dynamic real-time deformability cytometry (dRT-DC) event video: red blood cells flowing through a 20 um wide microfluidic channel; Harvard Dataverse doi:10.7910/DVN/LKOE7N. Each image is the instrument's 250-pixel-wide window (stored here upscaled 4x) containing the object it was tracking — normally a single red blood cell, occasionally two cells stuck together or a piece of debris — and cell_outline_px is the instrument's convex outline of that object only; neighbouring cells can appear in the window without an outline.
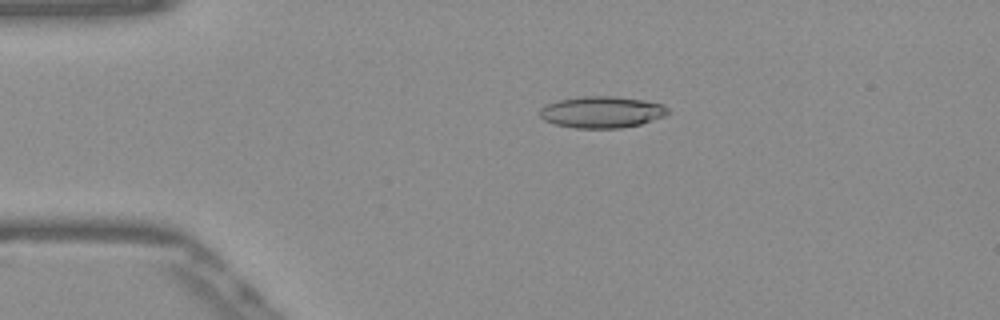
{"species": "Egyptian fruit bat (a non-hibernating species)", "species_latin": "Rousettus aegyptiacus", "temperature_condition": "warm", "stored_images_in_passage": 52, "camera_frame_rate_fps": 3000, "um_per_image_px": 0.085, "frame": {"image": 1, "passage_image": 11, "time_ms": 3.333, "image_size_px": [1000, 320], "cell_outline_px": [[668, 112], [664, 116], [640, 124], [620, 128], [572, 128], [556, 124], [544, 120], [540, 116], [540, 108], [548, 104], [560, 100], [580, 96], [616, 96], [644, 100], [660, 104], [668, 108]], "centroid_in_image_um": [51.14, 9.52], "position_along_channel_um": 33.9, "area_um2": 23.41}}
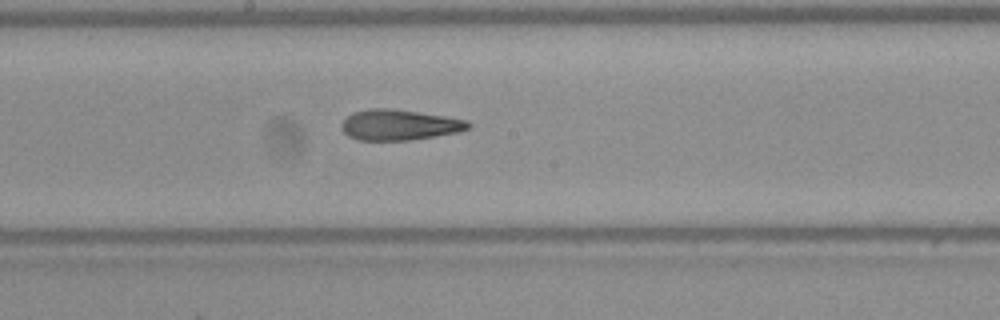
{"frame": {"image": 2, "passage_image": 28, "time_ms": 9.0, "image_size_px": [1000, 320], "cell_outline_px": [[472, 124], [468, 128], [456, 132], [408, 140], [356, 140], [348, 136], [340, 128], [340, 124], [352, 112], [372, 108], [388, 108], [444, 116], [468, 120]], "centroid_in_image_um": [33.88, 10.61], "position_along_channel_um": 214.3, "area_um2": 22.37}}
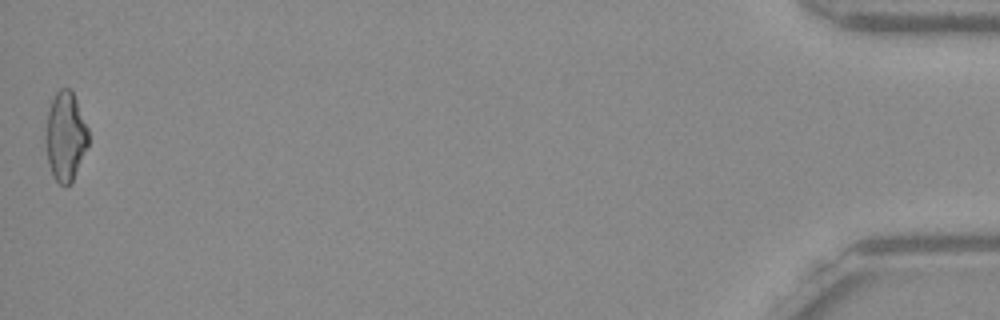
{"frame": {"image": 3, "passage_image": 52, "time_ms": 17.0, "image_size_px": [1000, 320], "cell_outline_px": [[88, 144], [72, 184], [64, 188], [52, 176], [48, 164], [44, 140], [44, 136], [48, 112], [52, 100], [56, 92], [60, 88], [68, 88], [72, 92], [76, 100], [88, 128]], "centroid_in_image_um": [5.54, 11.65], "position_along_channel_um": 429.7, "area_um2": 22.43}, "authors_computed_cell_mechanics": {"area_um2": 22.9177, "velocity_mm_per_s": 3.8991, "shape_relaxation_time_tau1_ms": 5.5654, "shape_relaxation_time_tau2_ms": 2.7894, "deformation_change_tau1": 0.2118, "deformation_change_tau2": 0.1348}}